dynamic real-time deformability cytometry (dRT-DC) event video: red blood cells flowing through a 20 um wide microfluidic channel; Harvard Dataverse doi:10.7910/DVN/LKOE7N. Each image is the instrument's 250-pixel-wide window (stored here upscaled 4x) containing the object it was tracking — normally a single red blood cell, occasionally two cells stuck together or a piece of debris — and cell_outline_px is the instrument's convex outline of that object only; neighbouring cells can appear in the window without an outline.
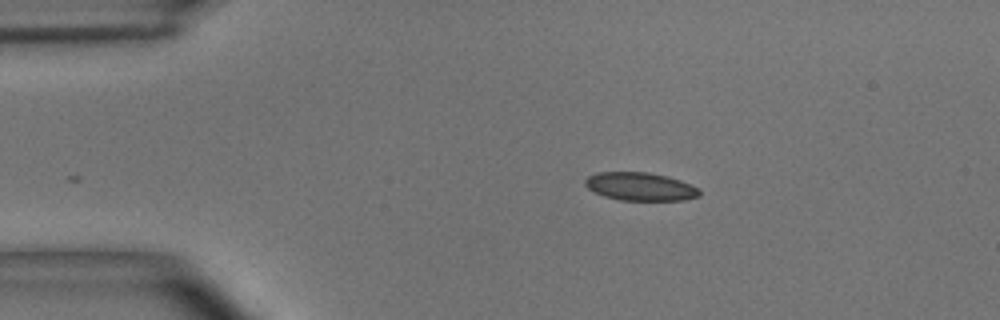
{"species": "common noctule bat (a hibernating species)", "species_latin": "Nyctalus noctula", "temperature_condition": "room temperature", "stored_images_in_passage": 40, "camera_frame_rate_fps": 3000, "um_per_image_px": 0.085, "animal": {"sex": "male", "body_mass_g": 15.6}, "frame": {"image": 1, "passage_image": 1, "time_ms": 0.0, "image_size_px": [1000, 320], "cell_outline_px": [[700, 196], [684, 200], [620, 200], [604, 196], [588, 188], [584, 184], [584, 180], [588, 176], [596, 172], [648, 172], [668, 176], [692, 184], [700, 188]], "centroid_in_image_um": [54.45, 15.85], "position_along_channel_um": 30.6, "area_um2": 18.9}}
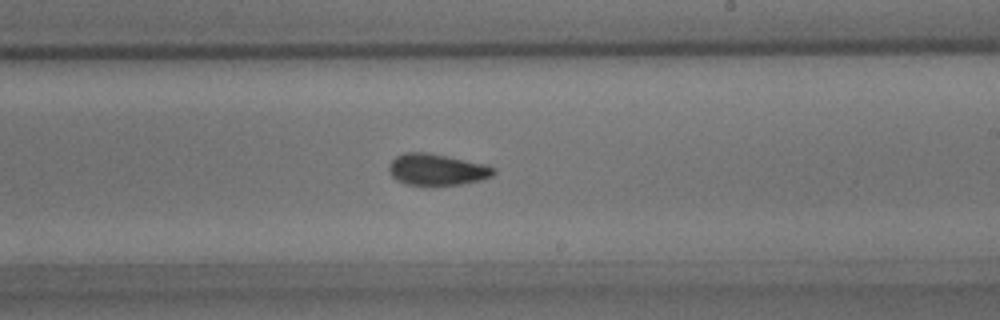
{"frame": {"image": 2, "passage_image": 23, "time_ms": 7.333, "image_size_px": [1000, 320], "cell_outline_px": [[496, 172], [492, 176], [480, 180], [460, 184], [404, 184], [396, 180], [388, 172], [388, 168], [392, 160], [396, 156], [404, 152], [428, 152], [484, 164], [496, 168]], "centroid_in_image_um": [37.11, 14.4], "position_along_channel_um": 251.9, "area_um2": 19.02}}
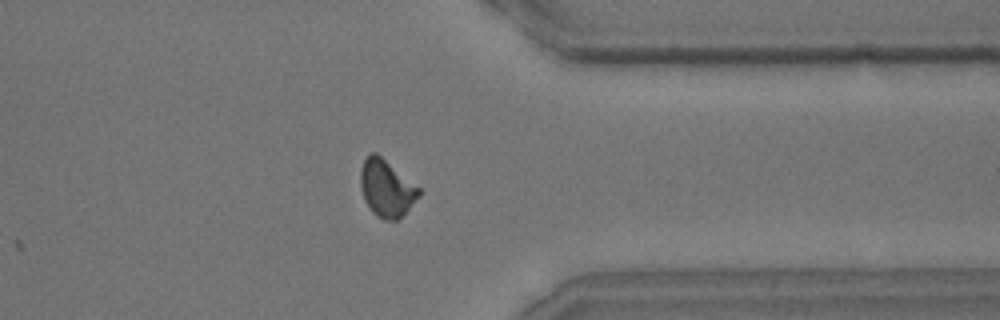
{"frame": {"image": 3, "passage_image": 34, "time_ms": 11.0, "image_size_px": [1000, 320], "cell_outline_px": [[420, 196], [396, 220], [384, 220], [376, 216], [368, 208], [364, 200], [360, 184], [360, 172], [364, 160], [372, 152], [376, 152], [420, 188]], "centroid_in_image_um": [32.83, 16.01], "position_along_channel_um": 378.6, "area_um2": 19.19}, "authors_computed_cell_mechanics": {"area_um2": 19.1896, "velocity_mm_per_s": 3.6443, "shape_relaxation_time_tau1_ms": 5.0729, "shape_relaxation_time_tau2_ms": 1.8886, "deformation_change_tau1": 0.11, "deformation_change_tau2": 0.0647}}